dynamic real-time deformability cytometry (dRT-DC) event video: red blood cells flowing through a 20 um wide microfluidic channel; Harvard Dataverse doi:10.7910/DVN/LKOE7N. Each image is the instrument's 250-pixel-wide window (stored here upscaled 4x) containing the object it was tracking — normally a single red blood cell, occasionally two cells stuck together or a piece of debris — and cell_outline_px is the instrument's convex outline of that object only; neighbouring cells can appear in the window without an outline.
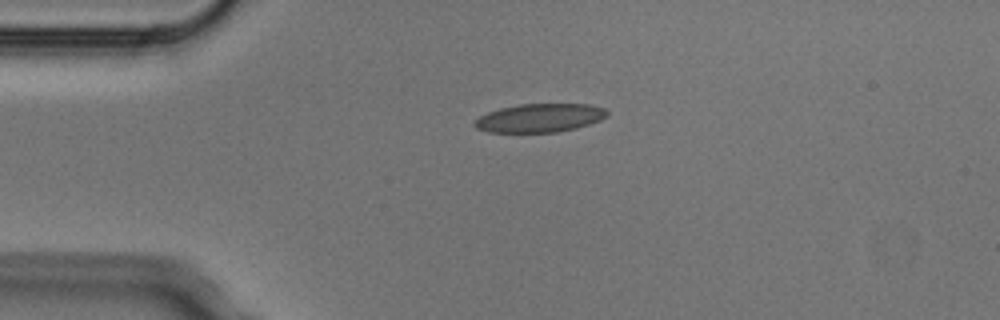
{"species": "Egyptian fruit bat (a non-hibernating species)", "species_latin": "Rousettus aegyptiacus", "temperature_condition": "cold", "stored_images_in_passage": 4, "camera_frame_rate_fps": 3000, "um_per_image_px": 0.085, "animal": {"sex": "male"}, "frame": {"image": 1, "passage_image": 4, "time_ms": 1.0, "image_size_px": [1000, 320], "cell_outline_px": [[608, 116], [600, 120], [576, 128], [556, 132], [488, 132], [476, 128], [472, 124], [480, 116], [488, 112], [500, 108], [520, 104], [588, 104], [604, 108], [608, 112]], "centroid_in_image_um": [45.87, 10.02], "position_along_channel_um": 39.1, "area_um2": 21.96}}